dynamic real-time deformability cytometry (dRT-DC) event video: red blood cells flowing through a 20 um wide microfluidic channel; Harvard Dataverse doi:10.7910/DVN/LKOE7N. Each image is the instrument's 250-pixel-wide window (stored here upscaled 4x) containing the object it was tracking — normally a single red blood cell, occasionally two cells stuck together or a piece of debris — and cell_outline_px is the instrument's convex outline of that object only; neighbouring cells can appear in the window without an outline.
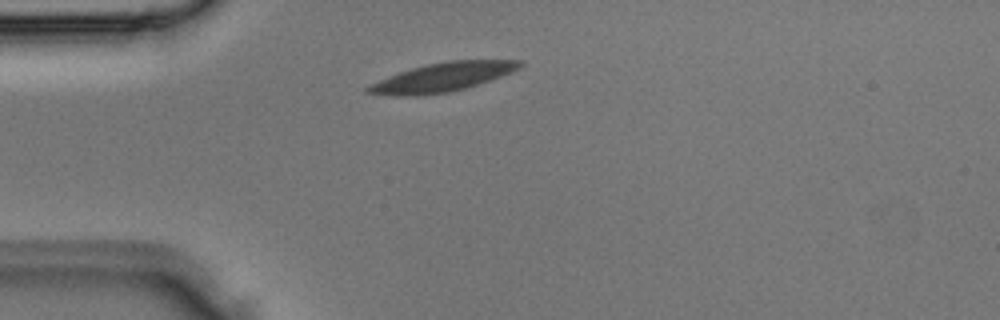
{"species": "Egyptian fruit bat (a non-hibernating species)", "species_latin": "Rousettus aegyptiacus", "temperature_condition": "room temperature", "stored_images_in_passage": 1, "camera_frame_rate_fps": 3000, "um_per_image_px": 0.085, "animal": {"sex": "male"}, "frame": {"image": 1, "passage_image": 1, "time_ms": 0.0, "image_size_px": [1000, 320], "cell_outline_px": [[524, 64], [520, 68], [512, 72], [464, 88], [448, 92], [412, 96], [396, 96], [364, 92], [364, 88], [368, 84], [400, 72], [412, 68], [428, 64], [448, 60], [524, 60]], "centroid_in_image_um": [37.58, 6.55], "position_along_channel_um": 47.4, "area_um2": 25.26}}